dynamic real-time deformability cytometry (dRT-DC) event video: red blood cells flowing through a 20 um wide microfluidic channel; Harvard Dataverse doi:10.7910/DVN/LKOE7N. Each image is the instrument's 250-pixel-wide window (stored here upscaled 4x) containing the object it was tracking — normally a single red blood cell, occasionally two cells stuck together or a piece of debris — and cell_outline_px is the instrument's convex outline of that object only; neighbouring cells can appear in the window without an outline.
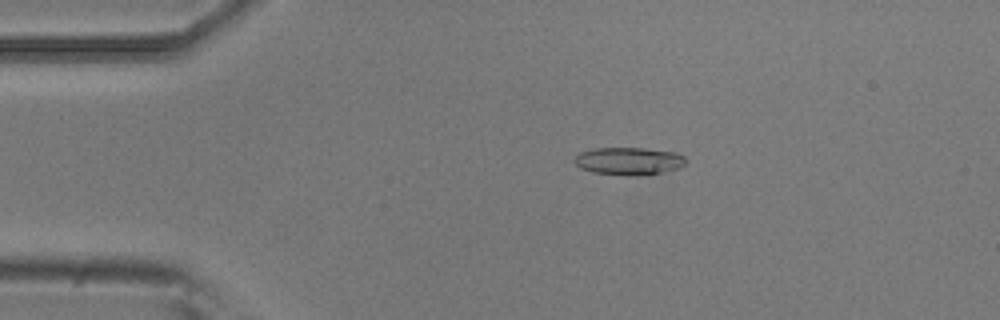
{"species": "common noctule bat (a hibernating species)", "species_latin": "Nyctalus noctula", "temperature_condition": "room temperature", "stored_images_in_passage": 5, "camera_frame_rate_fps": 3000, "um_per_image_px": 0.085, "animal": {"sex": "male", "body_mass_g": 20.5, "forearm_length_mm": 52.5}, "frame": {"image": 1, "passage_image": 1, "time_ms": 0.0, "image_size_px": [1000, 320], "cell_outline_px": [[684, 164], [680, 168], [660, 172], [632, 176], [628, 176], [592, 172], [580, 168], [572, 160], [580, 152], [596, 148], [644, 148], [676, 152], [684, 156]], "centroid_in_image_um": [53.42, 13.69], "position_along_channel_um": 31.6, "area_um2": 17.86}}
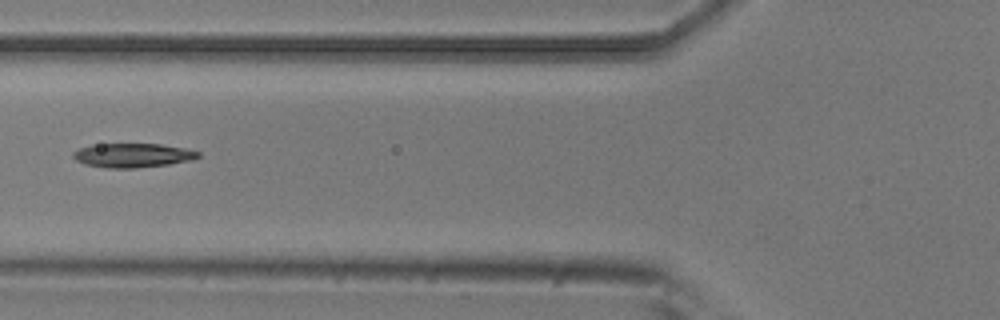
{"frame": {"image": 2, "passage_image": 4, "time_ms": 1.0, "image_size_px": [1000, 320], "cell_outline_px": [[200, 156], [192, 160], [168, 164], [136, 168], [108, 168], [84, 164], [76, 160], [72, 156], [72, 152], [80, 148], [92, 144], [160, 144], [184, 148], [200, 152]], "centroid_in_image_um": [11.26, 13.2], "position_along_channel_um": 114.5, "area_um2": 17.57}}
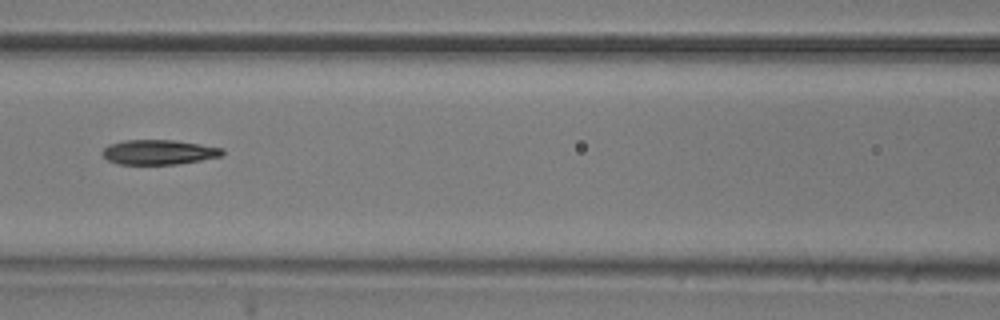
{"frame": {"image": 3, "passage_image": 5, "time_ms": 1.333, "image_size_px": [1000, 320], "cell_outline_px": [[224, 152], [220, 156], [200, 160], [176, 164], [120, 164], [108, 160], [104, 156], [104, 148], [108, 144], [124, 140], [172, 140], [200, 144], [224, 148]], "centroid_in_image_um": [13.5, 12.92], "position_along_channel_um": 153.1, "area_um2": 17.11}}